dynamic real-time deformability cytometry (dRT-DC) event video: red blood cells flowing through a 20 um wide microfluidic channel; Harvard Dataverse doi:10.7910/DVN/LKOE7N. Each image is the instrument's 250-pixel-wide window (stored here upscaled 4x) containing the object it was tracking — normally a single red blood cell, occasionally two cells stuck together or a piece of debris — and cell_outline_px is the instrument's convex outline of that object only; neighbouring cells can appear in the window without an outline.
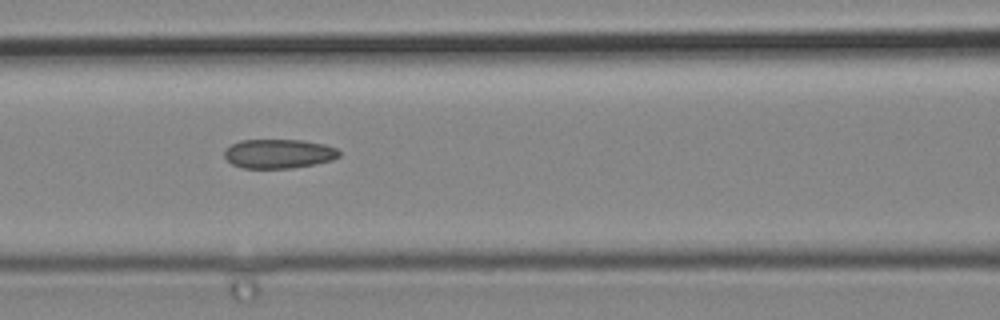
{"species": "common noctule bat (a hibernating species)", "species_latin": "Nyctalus noctula", "temperature_condition": "cold", "stored_images_in_passage": 5, "camera_frame_rate_fps": 3000, "um_per_image_px": 0.085, "animal": {"sex": "male", "body_mass_g": 19.2, "forearm_length_mm": 51.8}, "frame": {"image": 1, "passage_image": 5, "time_ms": 1.333, "image_size_px": [1000, 320], "cell_outline_px": [[340, 156], [332, 160], [292, 168], [244, 168], [232, 164], [224, 156], [224, 152], [232, 144], [240, 140], [304, 140], [324, 144], [336, 148], [340, 152]], "centroid_in_image_um": [23.7, 13.06], "position_along_channel_um": 142.9, "area_um2": 19.42}}